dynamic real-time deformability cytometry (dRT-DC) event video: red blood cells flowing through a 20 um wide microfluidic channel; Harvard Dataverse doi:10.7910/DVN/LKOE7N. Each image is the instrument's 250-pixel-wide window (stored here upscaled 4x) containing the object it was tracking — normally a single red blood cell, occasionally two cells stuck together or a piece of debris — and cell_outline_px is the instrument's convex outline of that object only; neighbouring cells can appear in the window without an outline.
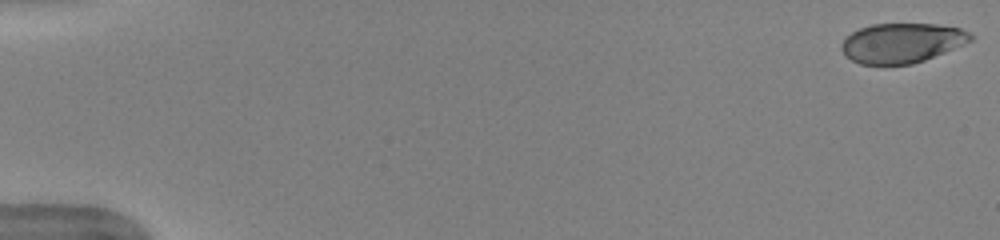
{"species": "human", "species_latin": "Homo sapiens", "temperature_condition": "warm", "stored_images_in_passage": 12, "camera_frame_rate_fps": 3000, "um_per_image_px": 0.085, "donor": {"sex": "female"}, "frame": {"image": 1, "passage_image": 1, "time_ms": 0.0, "image_size_px": [1000, 240], "cell_outline_px": [[972, 40], [964, 44], [924, 60], [912, 64], [860, 64], [844, 56], [840, 48], [840, 44], [852, 32], [860, 28], [872, 24], [936, 24], [960, 28], [968, 32], [972, 36]], "centroid_in_image_um": [76.62, 3.65], "position_along_channel_um": 8.4, "area_um2": 29.71}}